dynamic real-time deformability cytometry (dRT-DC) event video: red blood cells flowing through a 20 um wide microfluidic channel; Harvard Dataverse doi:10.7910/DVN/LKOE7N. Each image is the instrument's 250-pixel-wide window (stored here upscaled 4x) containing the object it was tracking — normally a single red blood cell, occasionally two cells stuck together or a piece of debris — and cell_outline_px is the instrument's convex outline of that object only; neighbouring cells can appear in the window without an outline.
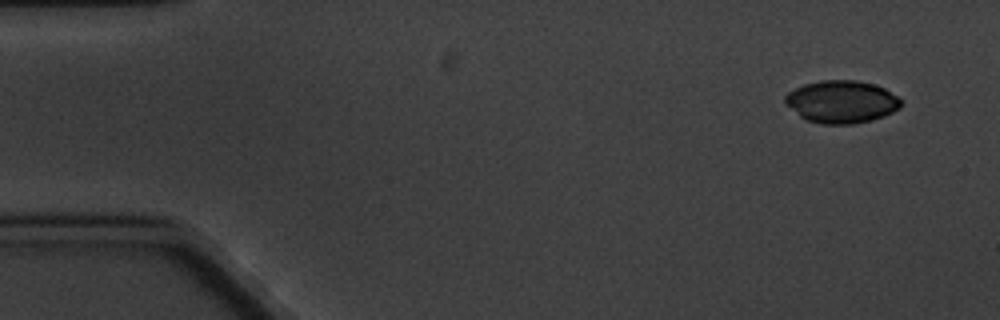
{"species": "common noctule bat (a hibernating species)", "species_latin": "Nyctalus noctula", "temperature_condition": "cold", "stored_images_in_passage": 4, "camera_frame_rate_fps": 3000, "um_per_image_px": 0.085, "animal": {"sex": "male", "body_mass_g": 20.1, "forearm_length_mm": 53.5}, "frame": {"image": 1, "passage_image": 1, "time_ms": 0.0, "image_size_px": [1000, 320], "cell_outline_px": [[900, 108], [884, 116], [872, 120], [852, 124], [824, 124], [808, 120], [800, 116], [784, 104], [784, 96], [788, 92], [804, 84], [820, 80], [856, 80], [872, 84], [884, 88], [896, 96], [900, 100]], "centroid_in_image_um": [71.5, 8.65], "position_along_channel_um": 13.5, "area_um2": 28.61}}